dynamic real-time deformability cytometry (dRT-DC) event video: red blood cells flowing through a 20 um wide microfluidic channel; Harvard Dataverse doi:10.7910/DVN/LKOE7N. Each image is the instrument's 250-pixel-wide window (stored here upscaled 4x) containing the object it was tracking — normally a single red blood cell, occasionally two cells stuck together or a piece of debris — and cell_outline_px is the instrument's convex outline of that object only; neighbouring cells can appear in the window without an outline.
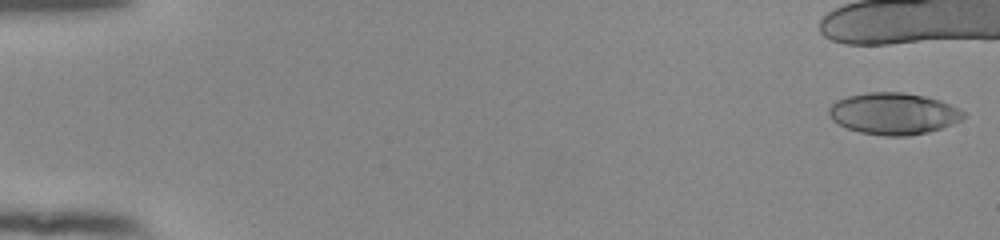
{"species": "human", "species_latin": "Homo sapiens", "temperature_condition": "room temperature", "stored_images_in_passage": 13, "camera_frame_rate_fps": 3000, "um_per_image_px": 0.085, "donor": {"sex": "female"}, "frame": {"image": 1, "passage_image": 1, "time_ms": 0.0, "image_size_px": [1000, 240], "cell_outline_px": [[964, 116], [960, 120], [952, 124], [928, 132], [908, 136], [884, 136], [860, 132], [848, 128], [832, 120], [828, 116], [828, 108], [836, 100], [848, 96], [868, 92], [904, 92], [924, 96], [940, 100], [964, 112]], "centroid_in_image_um": [75.91, 9.65], "position_along_channel_um": 9.1, "area_um2": 32.54}}